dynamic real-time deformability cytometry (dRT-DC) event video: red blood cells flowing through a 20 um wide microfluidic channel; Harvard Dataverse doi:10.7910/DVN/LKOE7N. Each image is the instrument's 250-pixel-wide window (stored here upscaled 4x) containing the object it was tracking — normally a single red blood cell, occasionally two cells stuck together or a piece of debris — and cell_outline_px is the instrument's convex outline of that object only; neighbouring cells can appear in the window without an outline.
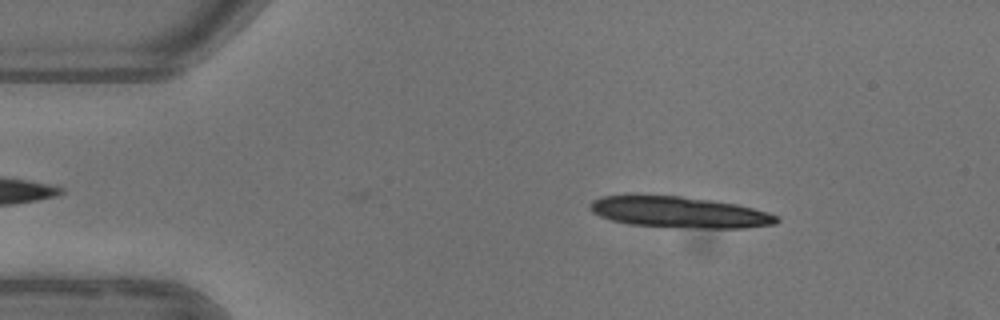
{"species": "common noctule bat (a hibernating species)", "species_latin": "Nyctalus noctula", "temperature_condition": "warm", "stored_images_in_passage": 3, "camera_frame_rate_fps": 3000, "um_per_image_px": 0.085, "animal": {"sex": "female"}, "frame": {"image": 1, "passage_image": 1, "time_ms": 0.0, "image_size_px": [1000, 320], "cell_outline_px": [[780, 220], [776, 224], [744, 228], [700, 228], [628, 224], [612, 220], [600, 216], [592, 212], [588, 208], [588, 204], [592, 200], [604, 196], [636, 192], [680, 196], [712, 200], [736, 204], [768, 212], [776, 216]], "centroid_in_image_um": [57.65, 18.0], "position_along_channel_um": 27.4, "area_um2": 34.62}}